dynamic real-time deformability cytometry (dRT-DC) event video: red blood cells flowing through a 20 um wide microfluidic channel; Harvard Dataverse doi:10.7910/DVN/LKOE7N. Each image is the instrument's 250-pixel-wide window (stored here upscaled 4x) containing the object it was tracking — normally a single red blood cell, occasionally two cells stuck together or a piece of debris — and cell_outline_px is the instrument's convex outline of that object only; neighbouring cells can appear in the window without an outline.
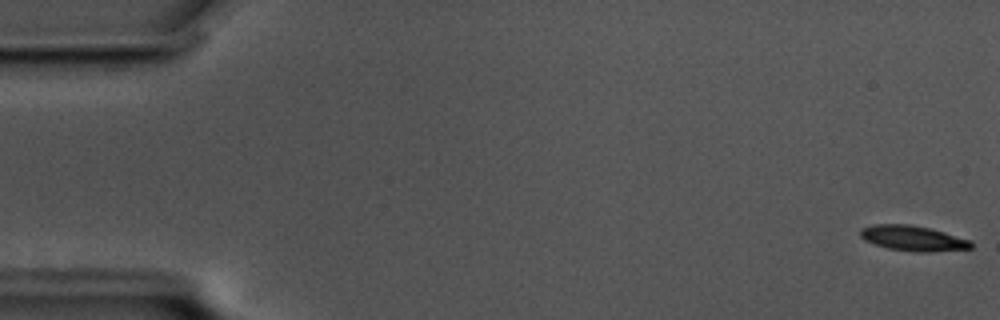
{"species": "common noctule bat (a hibernating species)", "species_latin": "Nyctalus noctula", "temperature_condition": "cold", "stored_images_in_passage": 3, "camera_frame_rate_fps": 3000, "um_per_image_px": 0.085, "animal": {"sex": "male", "body_mass_g": 17.5, "forearm_length_mm": 52.3}, "frame": {"image": 1, "passage_image": 1, "time_ms": 0.0, "image_size_px": [1000, 320], "cell_outline_px": [[972, 248], [932, 252], [916, 252], [888, 248], [864, 240], [860, 236], [860, 228], [872, 224], [908, 224], [928, 228], [944, 232], [972, 240]], "centroid_in_image_um": [77.6, 20.25], "position_along_channel_um": 7.4, "area_um2": 16.3}}